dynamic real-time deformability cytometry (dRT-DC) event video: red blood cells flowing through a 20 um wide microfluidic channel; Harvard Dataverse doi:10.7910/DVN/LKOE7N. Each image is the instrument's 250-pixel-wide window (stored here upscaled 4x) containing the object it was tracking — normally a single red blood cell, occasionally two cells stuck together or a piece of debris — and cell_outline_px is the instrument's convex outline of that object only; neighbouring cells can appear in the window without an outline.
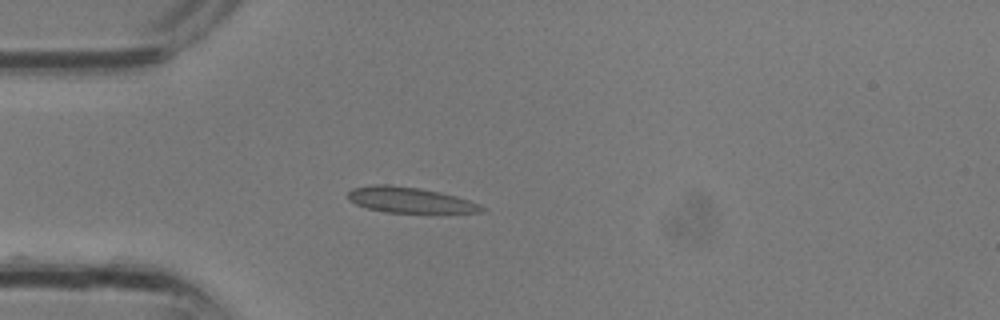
{"species": "common noctule bat (a hibernating species)", "species_latin": "Nyctalus noctula", "temperature_condition": "room temperature", "stored_images_in_passage": 24, "camera_frame_rate_fps": 3000, "um_per_image_px": 0.085, "animal": {"sex": "male", "body_mass_g": 13.3}, "frame": {"image": 1, "passage_image": 1, "time_ms": 0.0, "image_size_px": [1000, 320], "cell_outline_px": [[488, 208], [484, 212], [384, 212], [368, 208], [356, 204], [348, 200], [348, 192], [352, 188], [372, 184], [388, 184], [420, 188], [440, 192], [456, 196], [480, 204]], "centroid_in_image_um": [34.83, 16.99], "position_along_channel_um": 50.2, "area_um2": 19.94}}
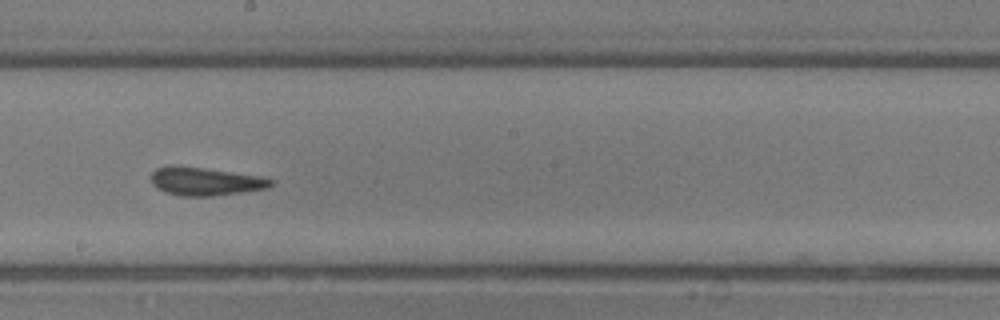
{"frame": {"image": 2, "passage_image": 10, "time_ms": 3.0, "image_size_px": [1000, 320], "cell_outline_px": [[276, 180], [268, 188], [212, 196], [180, 196], [164, 192], [156, 188], [152, 184], [152, 172], [156, 168], [168, 164], [172, 164], [204, 168], [256, 176]], "centroid_in_image_um": [17.37, 15.41], "position_along_channel_um": 230.8, "area_um2": 19.65}}
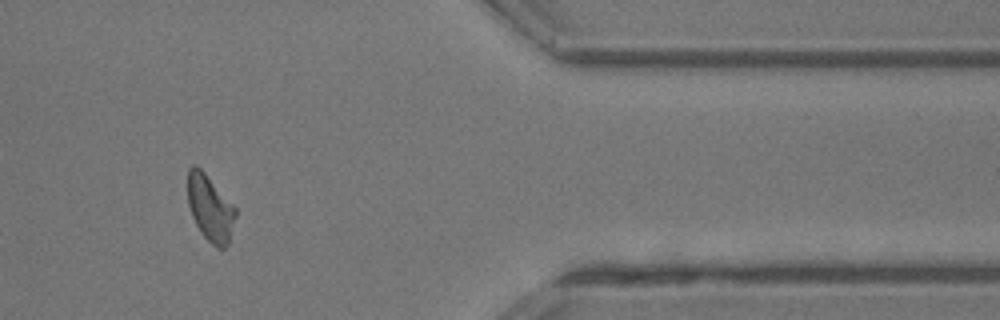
{"frame": {"image": 3, "passage_image": 19, "time_ms": 6.0, "image_size_px": [1000, 320], "cell_outline_px": [[236, 216], [228, 244], [224, 248], [216, 248], [200, 232], [192, 216], [188, 204], [188, 168], [192, 164], [196, 164], [204, 172], [236, 208]], "centroid_in_image_um": [17.85, 17.69], "position_along_channel_um": 393.5, "area_um2": 18.32}}